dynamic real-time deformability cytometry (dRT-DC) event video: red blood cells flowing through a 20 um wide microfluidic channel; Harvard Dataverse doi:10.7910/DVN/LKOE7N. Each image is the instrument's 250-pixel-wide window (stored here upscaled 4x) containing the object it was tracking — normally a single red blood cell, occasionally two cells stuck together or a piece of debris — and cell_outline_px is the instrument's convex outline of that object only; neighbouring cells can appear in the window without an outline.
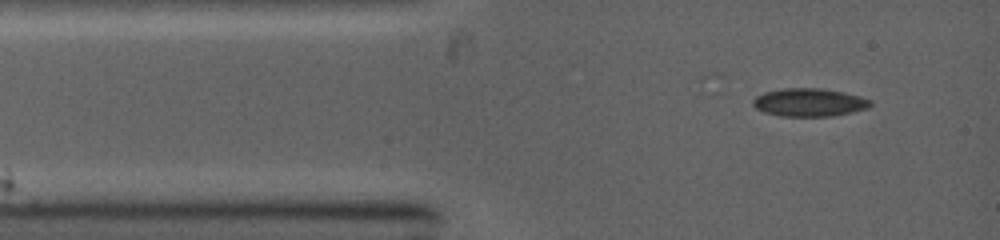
{"species": "common noctule bat (a hibernating species)", "species_latin": "Nyctalus noctula", "temperature_condition": "warm", "stored_images_in_passage": 4, "camera_frame_rate_fps": 5000, "um_per_image_px": 0.085, "animal": {"sex": "female", "body_mass_g": 19.0, "forearm_length_mm": 53.3}, "frame": {"image": 1, "passage_image": 1, "time_ms": 0.0, "image_size_px": [1000, 240], "cell_outline_px": [[872, 104], [868, 108], [852, 112], [832, 116], [780, 116], [764, 112], [756, 108], [752, 104], [752, 100], [756, 96], [764, 92], [784, 88], [820, 88], [844, 92], [860, 96], [872, 100]], "centroid_in_image_um": [68.79, 8.7], "position_along_channel_um": 16.2, "area_um2": 19.31}}
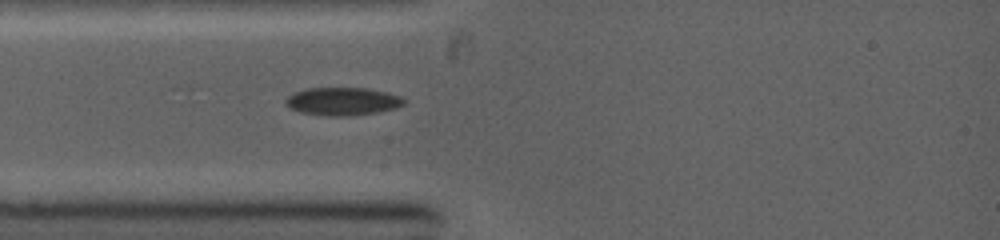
{"frame": {"image": 2, "passage_image": 4, "time_ms": 1.6, "image_size_px": [1000, 240], "cell_outline_px": [[404, 104], [396, 108], [376, 112], [348, 116], [328, 116], [300, 112], [284, 104], [284, 100], [288, 96], [296, 92], [308, 88], [364, 88], [388, 92], [400, 96], [404, 100]], "centroid_in_image_um": [29.11, 8.61], "position_along_channel_um": 55.9, "area_um2": 19.13}}